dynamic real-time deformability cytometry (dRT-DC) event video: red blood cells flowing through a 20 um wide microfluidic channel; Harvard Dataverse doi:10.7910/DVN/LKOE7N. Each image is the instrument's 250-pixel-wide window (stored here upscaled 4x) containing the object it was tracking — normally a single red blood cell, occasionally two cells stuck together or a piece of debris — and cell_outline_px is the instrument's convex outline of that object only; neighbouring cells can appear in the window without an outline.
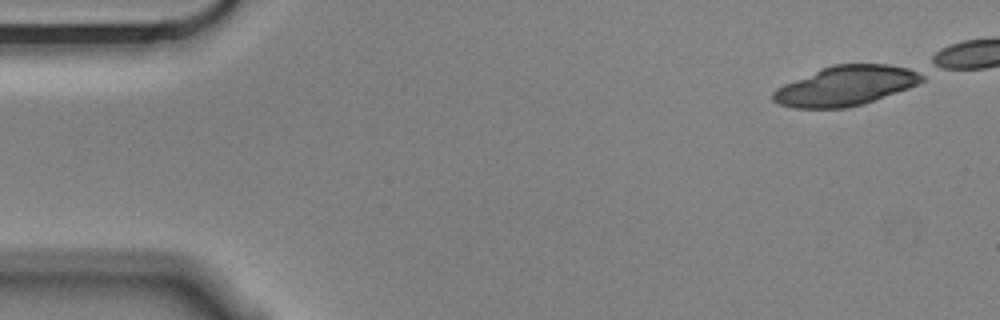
{"species": "Egyptian fruit bat (a non-hibernating species)", "species_latin": "Rousettus aegyptiacus", "temperature_condition": "cold", "stored_images_in_passage": 9, "camera_frame_rate_fps": 3000, "um_per_image_px": 0.085, "animal": {"sex": "male"}, "frame": {"image": 1, "passage_image": 1, "time_ms": 0.0, "image_size_px": [1000, 320], "cell_outline_px": [[924, 80], [908, 88], [864, 104], [844, 108], [792, 108], [780, 104], [772, 100], [772, 92], [776, 88], [784, 84], [820, 68], [832, 64], [888, 64], [908, 68], [924, 72]], "centroid_in_image_um": [71.88, 7.28], "position_along_channel_um": 13.1, "area_um2": 34.62}}
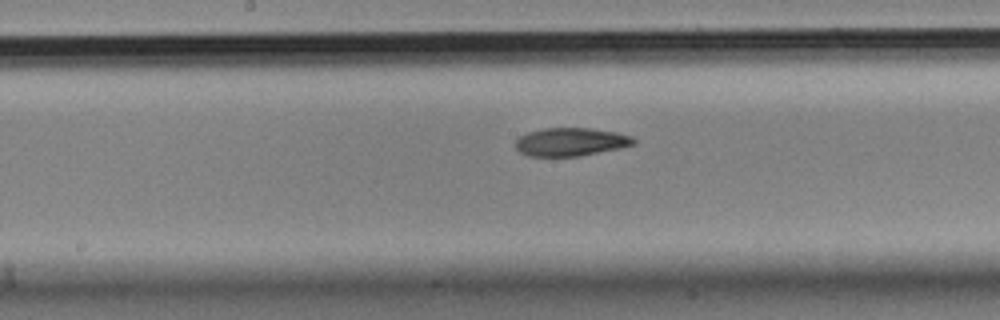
{"frame": {"image": 2, "passage_image": 9, "time_ms": 2.667, "image_size_px": [1000, 320], "cell_outline_px": [[636, 144], [620, 148], [580, 156], [528, 156], [520, 152], [516, 148], [516, 140], [520, 136], [528, 132], [544, 128], [588, 128], [616, 132], [632, 136], [636, 140]], "centroid_in_image_um": [48.53, 12.06], "position_along_channel_um": 199.7, "area_um2": 19.42}}